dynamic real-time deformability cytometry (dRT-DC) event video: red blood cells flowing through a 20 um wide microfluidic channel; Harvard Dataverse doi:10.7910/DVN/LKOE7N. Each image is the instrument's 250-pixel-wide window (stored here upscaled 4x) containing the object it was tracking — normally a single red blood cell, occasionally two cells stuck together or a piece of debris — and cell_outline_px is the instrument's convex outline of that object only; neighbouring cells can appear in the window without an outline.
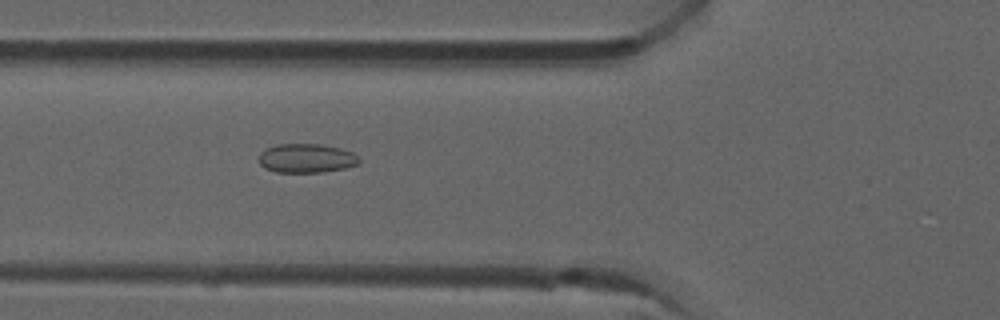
{"species": "common noctule bat (a hibernating species)", "species_latin": "Nyctalus noctula", "temperature_condition": "room temperature", "stored_images_in_passage": 46, "camera_frame_rate_fps": 3000, "um_per_image_px": 0.085, "animal": {"sex": "male", "forearm_length_mm": 52.5}, "frame": {"image": 1, "passage_image": 19, "time_ms": 6.0, "image_size_px": [1000, 320], "cell_outline_px": [[360, 160], [356, 164], [344, 168], [324, 172], [276, 172], [264, 168], [260, 164], [260, 152], [264, 148], [276, 144], [320, 144], [340, 148], [352, 152]], "centroid_in_image_um": [26.0, 13.44], "position_along_channel_um": 99.8, "area_um2": 16.94}}
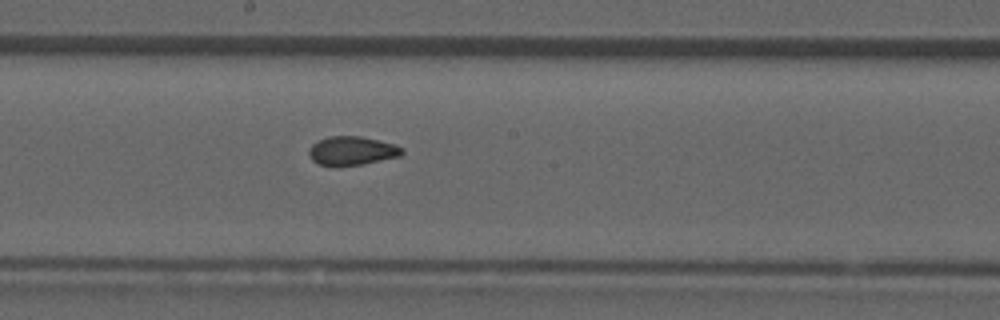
{"frame": {"image": 2, "passage_image": 28, "time_ms": 9.0, "image_size_px": [1000, 320], "cell_outline_px": [[404, 152], [400, 156], [364, 164], [332, 168], [316, 164], [308, 156], [308, 148], [312, 144], [328, 136], [360, 136], [396, 144], [404, 148]], "centroid_in_image_um": [29.88, 12.85], "position_along_channel_um": 218.3, "area_um2": 16.18}}
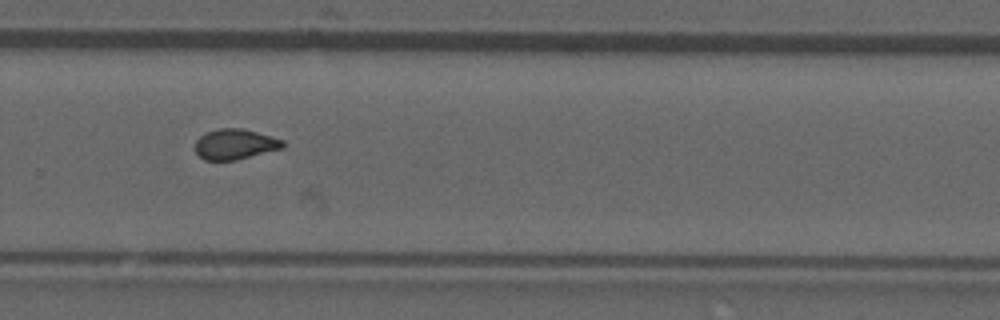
{"frame": {"image": 3, "passage_image": 35, "time_ms": 11.333, "image_size_px": [1000, 320], "cell_outline_px": [[284, 148], [236, 160], [204, 160], [196, 152], [196, 140], [200, 136], [208, 132], [220, 128], [240, 128], [256, 132], [284, 140]], "centroid_in_image_um": [19.99, 12.26], "position_along_channel_um": 309.8, "area_um2": 15.37}, "authors_computed_cell_mechanics": {"area_um2": 16.184, "velocity_mm_per_s": 3.9384, "shape_relaxation_time_tau1_ms": null, "shape_relaxation_time_tau2_ms": 1.5392, "deformation_change_tau1": null, "deformation_change_tau2": 0.0761}}